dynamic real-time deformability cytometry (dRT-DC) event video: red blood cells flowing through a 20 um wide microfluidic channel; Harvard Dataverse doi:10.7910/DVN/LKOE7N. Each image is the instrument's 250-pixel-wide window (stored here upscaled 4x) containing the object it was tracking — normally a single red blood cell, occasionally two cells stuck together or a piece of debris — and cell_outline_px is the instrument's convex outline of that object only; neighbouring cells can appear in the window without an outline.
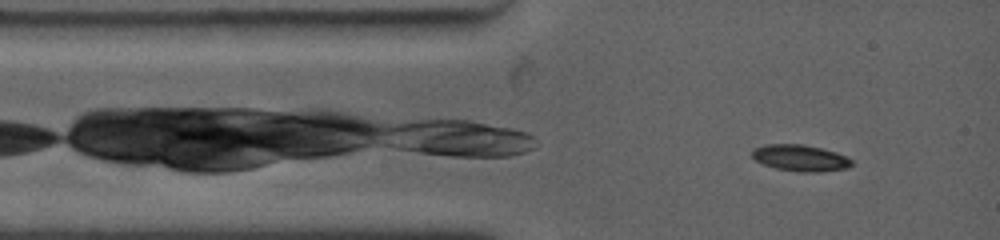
{"species": "common noctule bat (a hibernating species)", "species_latin": "Nyctalus noctula", "temperature_condition": "warm", "stored_images_in_passage": 48, "camera_frame_rate_fps": 4500, "um_per_image_px": 0.085, "animal": {"sex": "female", "body_mass_g": 19.0, "forearm_length_mm": 53.3}, "frame": {"image": 1, "passage_image": 6, "time_ms": 0.889, "image_size_px": [1000, 240], "cell_outline_px": [[852, 164], [848, 168], [820, 172], [800, 172], [776, 168], [760, 164], [752, 156], [752, 148], [764, 144], [804, 144], [836, 152], [848, 156], [852, 160]], "centroid_in_image_um": [68.01, 13.42], "position_along_channel_um": 17.0, "area_um2": 15.55}}
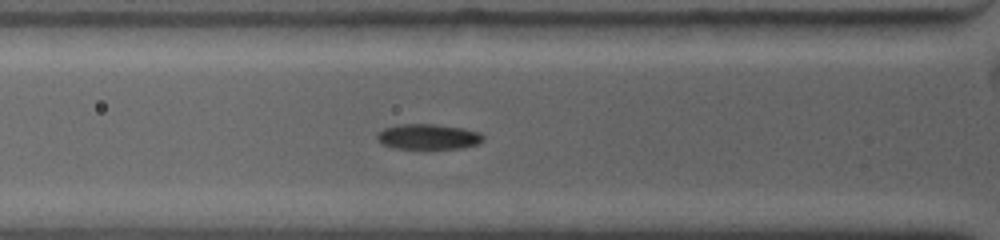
{"frame": {"image": 2, "passage_image": 19, "time_ms": 3.333, "image_size_px": [1000, 240], "cell_outline_px": [[484, 140], [476, 144], [464, 148], [392, 148], [384, 144], [376, 136], [384, 128], [404, 124], [432, 124], [460, 128], [476, 132], [484, 136]], "centroid_in_image_um": [36.4, 11.62], "position_along_channel_um": 89.4, "area_um2": 15.2}}
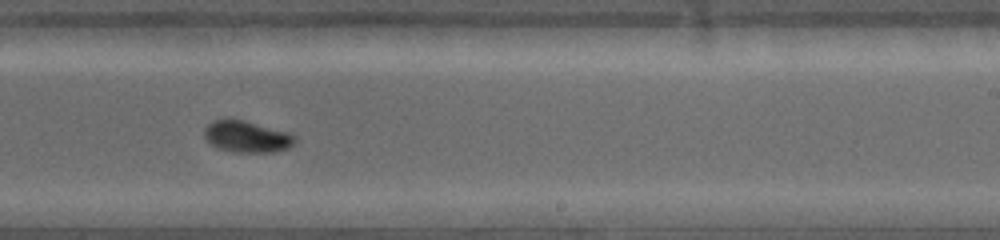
{"frame": {"image": 3, "passage_image": 44, "time_ms": 8.0, "image_size_px": [1000, 240], "cell_outline_px": [[296, 140], [288, 148], [276, 152], [236, 152], [216, 148], [204, 136], [204, 128], [212, 120], [244, 120], [288, 132], [296, 136]], "centroid_in_image_um": [20.99, 11.62], "position_along_channel_um": 268.0, "area_um2": 16.53}}